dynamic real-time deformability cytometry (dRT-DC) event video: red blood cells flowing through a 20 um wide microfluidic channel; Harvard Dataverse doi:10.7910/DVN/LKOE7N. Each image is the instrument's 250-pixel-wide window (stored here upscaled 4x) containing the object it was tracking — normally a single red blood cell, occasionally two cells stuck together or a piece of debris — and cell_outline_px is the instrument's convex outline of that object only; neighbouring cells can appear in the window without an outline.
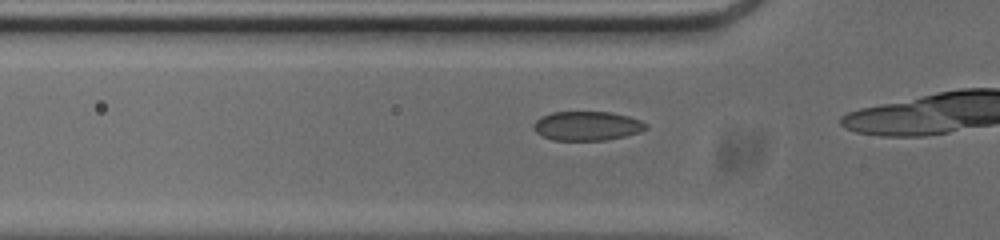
{"species": "common noctule bat (a hibernating species)", "species_latin": "Nyctalus noctula", "temperature_condition": "cold", "stored_images_in_passage": 17, "camera_frame_rate_fps": 3000, "um_per_image_px": 0.085, "animal": {"sex": "male", "body_mass_g": 20.0, "forearm_length_mm": 53.3}, "frame": {"image": 1, "passage_image": 12, "time_ms": 3.667, "image_size_px": [1000, 240], "cell_outline_px": [[648, 128], [640, 132], [624, 136], [604, 140], [552, 140], [536, 132], [532, 128], [532, 124], [540, 116], [552, 112], [612, 112], [628, 116], [640, 120], [648, 124]], "centroid_in_image_um": [49.89, 10.69], "position_along_channel_um": 75.9, "area_um2": 19.19}}
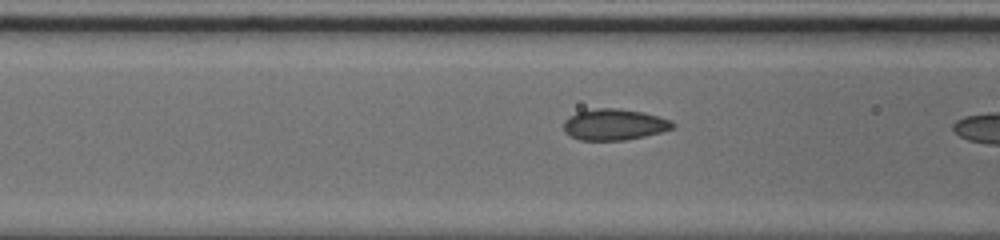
{"frame": {"image": 2, "passage_image": 15, "time_ms": 4.667, "image_size_px": [1000, 240], "cell_outline_px": [[676, 124], [672, 128], [660, 132], [644, 136], [624, 140], [580, 140], [564, 132], [564, 120], [568, 116], [576, 112], [596, 108], [620, 108], [644, 112], [672, 120]], "centroid_in_image_um": [52.2, 10.57], "position_along_channel_um": 114.4, "area_um2": 19.88}}